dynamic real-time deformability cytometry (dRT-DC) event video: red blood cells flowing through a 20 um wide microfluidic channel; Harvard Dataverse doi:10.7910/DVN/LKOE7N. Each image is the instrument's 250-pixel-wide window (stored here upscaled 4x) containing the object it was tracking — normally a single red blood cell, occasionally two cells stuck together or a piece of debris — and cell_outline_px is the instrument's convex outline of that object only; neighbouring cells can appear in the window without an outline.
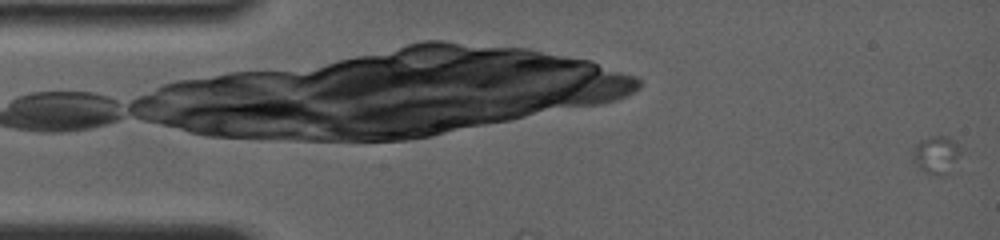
{"species": "common noctule bat (a hibernating species)", "species_latin": "Nyctalus noctula", "temperature_condition": "room temperature", "stored_images_in_passage": 25, "segment_of_instrument_passage": [1, 2], "camera_frame_rate_fps": 4000, "um_per_image_px": 0.085, "animal": {"sex": "female", "body_mass_g": 19.0, "forearm_length_mm": 56.7}, "frame": {"image": 1, "passage_image": 1, "time_ms": 0.0, "image_size_px": [1000, 240], "cell_outline_px": [[960, 152], [948, 172], [944, 176], [936, 176], [924, 172], [912, 164], [912, 148], [920, 140], [932, 136], [948, 136], [960, 148]], "centroid_in_image_um": [79.49, 13.17], "position_along_channel_um": 5.5, "area_um2": 10.58}}